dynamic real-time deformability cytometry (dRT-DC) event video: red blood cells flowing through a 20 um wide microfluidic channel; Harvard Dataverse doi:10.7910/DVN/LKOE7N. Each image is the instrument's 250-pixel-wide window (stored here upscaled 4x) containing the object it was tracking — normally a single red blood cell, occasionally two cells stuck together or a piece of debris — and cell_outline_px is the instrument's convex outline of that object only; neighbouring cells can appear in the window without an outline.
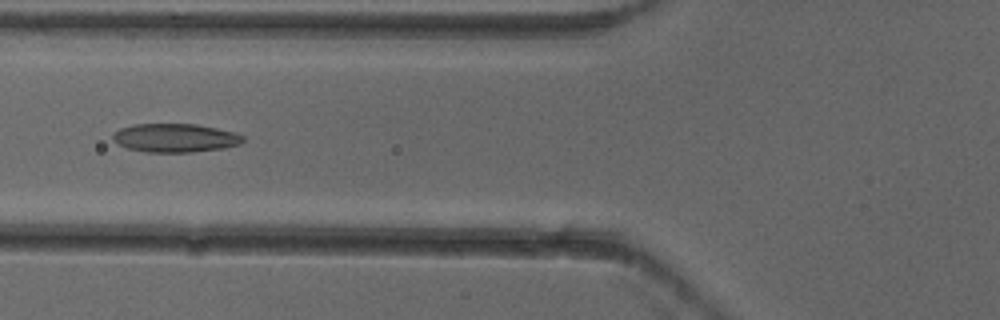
{"species": "common noctule bat (a hibernating species)", "species_latin": "Nyctalus noctula", "temperature_condition": "cold", "stored_images_in_passage": 8, "camera_frame_rate_fps": 3000, "um_per_image_px": 0.085, "animal": {"sex": "female"}, "frame": {"image": 1, "passage_image": 5, "time_ms": 1.333, "image_size_px": [1000, 320], "cell_outline_px": [[244, 140], [240, 144], [224, 148], [192, 152], [144, 152], [128, 148], [116, 144], [112, 140], [112, 136], [120, 128], [136, 124], [196, 124], [236, 132], [244, 136]], "centroid_in_image_um": [14.89, 11.72], "position_along_channel_um": 110.9, "area_um2": 21.79}}